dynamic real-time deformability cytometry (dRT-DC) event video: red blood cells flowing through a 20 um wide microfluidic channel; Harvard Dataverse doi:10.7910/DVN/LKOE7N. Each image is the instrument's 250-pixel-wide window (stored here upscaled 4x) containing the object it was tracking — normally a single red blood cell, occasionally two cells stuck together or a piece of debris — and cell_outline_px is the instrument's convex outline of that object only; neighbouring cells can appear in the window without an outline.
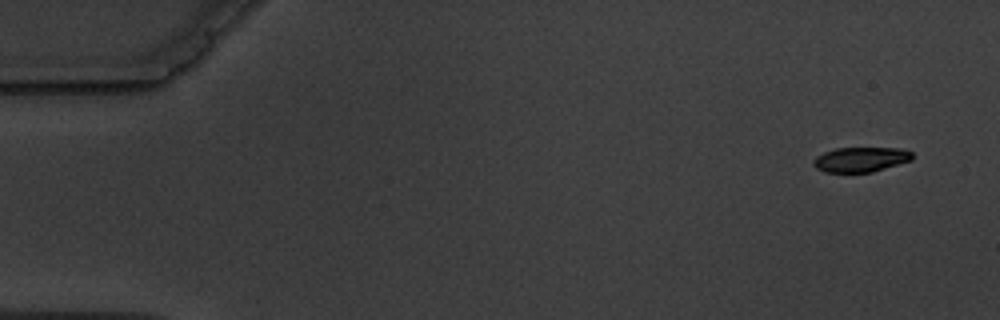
{"species": "common noctule bat (a hibernating species)", "species_latin": "Nyctalus noctula", "temperature_condition": "warm", "stored_images_in_passage": 5, "camera_frame_rate_fps": 3000, "um_per_image_px": 0.085, "animal": {"sex": "male", "body_mass_g": 19.5, "forearm_length_mm": 54.6}, "frame": {"image": 1, "passage_image": 1, "time_ms": 0.0, "image_size_px": [1000, 320], "cell_outline_px": [[912, 160], [872, 172], [824, 172], [816, 168], [812, 164], [812, 160], [816, 156], [824, 152], [836, 148], [900, 148], [912, 152]], "centroid_in_image_um": [73.13, 13.55], "position_along_channel_um": 11.9, "area_um2": 14.33}}
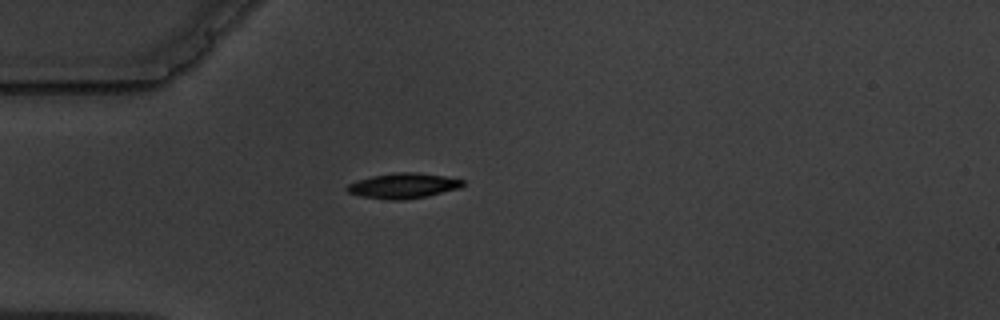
{"frame": {"image": 2, "passage_image": 4, "time_ms": 4.333, "image_size_px": [1000, 320], "cell_outline_px": [[464, 184], [460, 188], [428, 196], [404, 200], [392, 200], [360, 196], [348, 192], [344, 188], [348, 184], [372, 176], [392, 172], [416, 172], [444, 176], [464, 180]], "centroid_in_image_um": [34.28, 15.79], "position_along_channel_um": 50.7, "area_um2": 17.05}}